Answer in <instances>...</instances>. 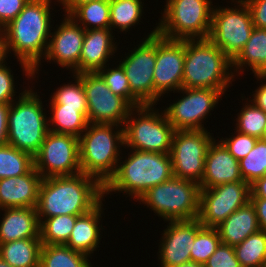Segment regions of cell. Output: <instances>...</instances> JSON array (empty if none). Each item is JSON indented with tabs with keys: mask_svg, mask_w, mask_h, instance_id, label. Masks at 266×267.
<instances>
[{
	"mask_svg": "<svg viewBox=\"0 0 266 267\" xmlns=\"http://www.w3.org/2000/svg\"><path fill=\"white\" fill-rule=\"evenodd\" d=\"M231 69L232 60L209 38L185 40V62L181 88L226 91L235 76Z\"/></svg>",
	"mask_w": 266,
	"mask_h": 267,
	"instance_id": "cell-4",
	"label": "cell"
},
{
	"mask_svg": "<svg viewBox=\"0 0 266 267\" xmlns=\"http://www.w3.org/2000/svg\"><path fill=\"white\" fill-rule=\"evenodd\" d=\"M62 23L52 32L45 54V61L57 62L74 72L79 66L85 29L65 14Z\"/></svg>",
	"mask_w": 266,
	"mask_h": 267,
	"instance_id": "cell-18",
	"label": "cell"
},
{
	"mask_svg": "<svg viewBox=\"0 0 266 267\" xmlns=\"http://www.w3.org/2000/svg\"><path fill=\"white\" fill-rule=\"evenodd\" d=\"M204 267H241L233 246L220 243Z\"/></svg>",
	"mask_w": 266,
	"mask_h": 267,
	"instance_id": "cell-41",
	"label": "cell"
},
{
	"mask_svg": "<svg viewBox=\"0 0 266 267\" xmlns=\"http://www.w3.org/2000/svg\"><path fill=\"white\" fill-rule=\"evenodd\" d=\"M155 28L143 42L120 61L129 81L131 94L142 105H154V67L156 63Z\"/></svg>",
	"mask_w": 266,
	"mask_h": 267,
	"instance_id": "cell-16",
	"label": "cell"
},
{
	"mask_svg": "<svg viewBox=\"0 0 266 267\" xmlns=\"http://www.w3.org/2000/svg\"><path fill=\"white\" fill-rule=\"evenodd\" d=\"M236 118V130L261 139L266 127V113L254 103H246Z\"/></svg>",
	"mask_w": 266,
	"mask_h": 267,
	"instance_id": "cell-38",
	"label": "cell"
},
{
	"mask_svg": "<svg viewBox=\"0 0 266 267\" xmlns=\"http://www.w3.org/2000/svg\"><path fill=\"white\" fill-rule=\"evenodd\" d=\"M236 2L239 7L213 8L208 37L231 60L243 49L254 29L251 13L245 1Z\"/></svg>",
	"mask_w": 266,
	"mask_h": 267,
	"instance_id": "cell-10",
	"label": "cell"
},
{
	"mask_svg": "<svg viewBox=\"0 0 266 267\" xmlns=\"http://www.w3.org/2000/svg\"><path fill=\"white\" fill-rule=\"evenodd\" d=\"M261 139L266 141V127L264 129V132H263V135H262Z\"/></svg>",
	"mask_w": 266,
	"mask_h": 267,
	"instance_id": "cell-53",
	"label": "cell"
},
{
	"mask_svg": "<svg viewBox=\"0 0 266 267\" xmlns=\"http://www.w3.org/2000/svg\"><path fill=\"white\" fill-rule=\"evenodd\" d=\"M152 107L154 105H142L130 111L123 127L124 146L132 150L169 154L175 130L164 111L159 113Z\"/></svg>",
	"mask_w": 266,
	"mask_h": 267,
	"instance_id": "cell-9",
	"label": "cell"
},
{
	"mask_svg": "<svg viewBox=\"0 0 266 267\" xmlns=\"http://www.w3.org/2000/svg\"><path fill=\"white\" fill-rule=\"evenodd\" d=\"M234 250L241 267H263L266 263V231L251 234L234 246Z\"/></svg>",
	"mask_w": 266,
	"mask_h": 267,
	"instance_id": "cell-33",
	"label": "cell"
},
{
	"mask_svg": "<svg viewBox=\"0 0 266 267\" xmlns=\"http://www.w3.org/2000/svg\"><path fill=\"white\" fill-rule=\"evenodd\" d=\"M10 104L0 103V146L8 143V111Z\"/></svg>",
	"mask_w": 266,
	"mask_h": 267,
	"instance_id": "cell-45",
	"label": "cell"
},
{
	"mask_svg": "<svg viewBox=\"0 0 266 267\" xmlns=\"http://www.w3.org/2000/svg\"><path fill=\"white\" fill-rule=\"evenodd\" d=\"M247 66L254 76L266 75V29L254 27L251 37L232 60V69L236 73L238 71L239 75Z\"/></svg>",
	"mask_w": 266,
	"mask_h": 267,
	"instance_id": "cell-26",
	"label": "cell"
},
{
	"mask_svg": "<svg viewBox=\"0 0 266 267\" xmlns=\"http://www.w3.org/2000/svg\"><path fill=\"white\" fill-rule=\"evenodd\" d=\"M104 196V186L96 178L84 173L42 178L36 206L39 222L58 215L86 214Z\"/></svg>",
	"mask_w": 266,
	"mask_h": 267,
	"instance_id": "cell-2",
	"label": "cell"
},
{
	"mask_svg": "<svg viewBox=\"0 0 266 267\" xmlns=\"http://www.w3.org/2000/svg\"><path fill=\"white\" fill-rule=\"evenodd\" d=\"M68 15L85 30L110 29V0L81 3Z\"/></svg>",
	"mask_w": 266,
	"mask_h": 267,
	"instance_id": "cell-28",
	"label": "cell"
},
{
	"mask_svg": "<svg viewBox=\"0 0 266 267\" xmlns=\"http://www.w3.org/2000/svg\"><path fill=\"white\" fill-rule=\"evenodd\" d=\"M92 0H58L64 6L65 13L67 15L79 4Z\"/></svg>",
	"mask_w": 266,
	"mask_h": 267,
	"instance_id": "cell-50",
	"label": "cell"
},
{
	"mask_svg": "<svg viewBox=\"0 0 266 267\" xmlns=\"http://www.w3.org/2000/svg\"><path fill=\"white\" fill-rule=\"evenodd\" d=\"M40 238L20 239L0 244V257L11 267H40Z\"/></svg>",
	"mask_w": 266,
	"mask_h": 267,
	"instance_id": "cell-27",
	"label": "cell"
},
{
	"mask_svg": "<svg viewBox=\"0 0 266 267\" xmlns=\"http://www.w3.org/2000/svg\"><path fill=\"white\" fill-rule=\"evenodd\" d=\"M243 180L239 161L228 151L224 144L215 139L210 143L204 165L200 189H209L224 183Z\"/></svg>",
	"mask_w": 266,
	"mask_h": 267,
	"instance_id": "cell-20",
	"label": "cell"
},
{
	"mask_svg": "<svg viewBox=\"0 0 266 267\" xmlns=\"http://www.w3.org/2000/svg\"><path fill=\"white\" fill-rule=\"evenodd\" d=\"M143 12L141 0H110V29L127 31L138 24ZM113 29H112V28Z\"/></svg>",
	"mask_w": 266,
	"mask_h": 267,
	"instance_id": "cell-34",
	"label": "cell"
},
{
	"mask_svg": "<svg viewBox=\"0 0 266 267\" xmlns=\"http://www.w3.org/2000/svg\"><path fill=\"white\" fill-rule=\"evenodd\" d=\"M18 96L8 111V144L34 157L49 132L48 117L37 92L28 88Z\"/></svg>",
	"mask_w": 266,
	"mask_h": 267,
	"instance_id": "cell-6",
	"label": "cell"
},
{
	"mask_svg": "<svg viewBox=\"0 0 266 267\" xmlns=\"http://www.w3.org/2000/svg\"><path fill=\"white\" fill-rule=\"evenodd\" d=\"M106 67L107 66L99 70L97 73L105 81L110 91L117 96L125 98L133 107L142 106V104L131 94L129 81L121 64L119 63V65L113 69H107Z\"/></svg>",
	"mask_w": 266,
	"mask_h": 267,
	"instance_id": "cell-39",
	"label": "cell"
},
{
	"mask_svg": "<svg viewBox=\"0 0 266 267\" xmlns=\"http://www.w3.org/2000/svg\"><path fill=\"white\" fill-rule=\"evenodd\" d=\"M250 198L266 199V175L250 185Z\"/></svg>",
	"mask_w": 266,
	"mask_h": 267,
	"instance_id": "cell-48",
	"label": "cell"
},
{
	"mask_svg": "<svg viewBox=\"0 0 266 267\" xmlns=\"http://www.w3.org/2000/svg\"><path fill=\"white\" fill-rule=\"evenodd\" d=\"M257 80H266V75H255ZM251 102L257 107L261 108L266 113V82L260 84V86L254 91Z\"/></svg>",
	"mask_w": 266,
	"mask_h": 267,
	"instance_id": "cell-46",
	"label": "cell"
},
{
	"mask_svg": "<svg viewBox=\"0 0 266 267\" xmlns=\"http://www.w3.org/2000/svg\"><path fill=\"white\" fill-rule=\"evenodd\" d=\"M8 47H7V41H6V35L4 27H0V64L6 62V58L9 56L7 55Z\"/></svg>",
	"mask_w": 266,
	"mask_h": 267,
	"instance_id": "cell-49",
	"label": "cell"
},
{
	"mask_svg": "<svg viewBox=\"0 0 266 267\" xmlns=\"http://www.w3.org/2000/svg\"><path fill=\"white\" fill-rule=\"evenodd\" d=\"M75 76V77H74ZM74 84H65L53 93L50 104H62L64 107L78 108L87 119V99L81 79L73 74Z\"/></svg>",
	"mask_w": 266,
	"mask_h": 267,
	"instance_id": "cell-37",
	"label": "cell"
},
{
	"mask_svg": "<svg viewBox=\"0 0 266 267\" xmlns=\"http://www.w3.org/2000/svg\"><path fill=\"white\" fill-rule=\"evenodd\" d=\"M0 267H11V266L0 257Z\"/></svg>",
	"mask_w": 266,
	"mask_h": 267,
	"instance_id": "cell-52",
	"label": "cell"
},
{
	"mask_svg": "<svg viewBox=\"0 0 266 267\" xmlns=\"http://www.w3.org/2000/svg\"><path fill=\"white\" fill-rule=\"evenodd\" d=\"M222 137L220 141L228 151L238 160L243 159L255 146L258 138L240 133L236 130V135L230 138Z\"/></svg>",
	"mask_w": 266,
	"mask_h": 267,
	"instance_id": "cell-40",
	"label": "cell"
},
{
	"mask_svg": "<svg viewBox=\"0 0 266 267\" xmlns=\"http://www.w3.org/2000/svg\"><path fill=\"white\" fill-rule=\"evenodd\" d=\"M221 240L214 227L202 226L197 219V234L190 252L191 262L205 264L208 258L216 251Z\"/></svg>",
	"mask_w": 266,
	"mask_h": 267,
	"instance_id": "cell-35",
	"label": "cell"
},
{
	"mask_svg": "<svg viewBox=\"0 0 266 267\" xmlns=\"http://www.w3.org/2000/svg\"><path fill=\"white\" fill-rule=\"evenodd\" d=\"M84 132L79 137L81 173L96 178L104 186L122 159L120 146L124 147L123 126L88 123Z\"/></svg>",
	"mask_w": 266,
	"mask_h": 267,
	"instance_id": "cell-5",
	"label": "cell"
},
{
	"mask_svg": "<svg viewBox=\"0 0 266 267\" xmlns=\"http://www.w3.org/2000/svg\"><path fill=\"white\" fill-rule=\"evenodd\" d=\"M102 204L101 201L94 209L77 217L75 226L66 243L67 247L87 256H90L99 247L102 225L101 227L98 225H100L99 220L102 218Z\"/></svg>",
	"mask_w": 266,
	"mask_h": 267,
	"instance_id": "cell-25",
	"label": "cell"
},
{
	"mask_svg": "<svg viewBox=\"0 0 266 267\" xmlns=\"http://www.w3.org/2000/svg\"><path fill=\"white\" fill-rule=\"evenodd\" d=\"M0 222V244L7 242L40 238V222L36 208H4Z\"/></svg>",
	"mask_w": 266,
	"mask_h": 267,
	"instance_id": "cell-23",
	"label": "cell"
},
{
	"mask_svg": "<svg viewBox=\"0 0 266 267\" xmlns=\"http://www.w3.org/2000/svg\"><path fill=\"white\" fill-rule=\"evenodd\" d=\"M185 62V40L167 39L156 33V63L154 67V105L168 91L182 87Z\"/></svg>",
	"mask_w": 266,
	"mask_h": 267,
	"instance_id": "cell-17",
	"label": "cell"
},
{
	"mask_svg": "<svg viewBox=\"0 0 266 267\" xmlns=\"http://www.w3.org/2000/svg\"><path fill=\"white\" fill-rule=\"evenodd\" d=\"M112 32L111 29L98 28L85 30L79 66L73 72L74 75L98 72L107 66L108 59L117 50Z\"/></svg>",
	"mask_w": 266,
	"mask_h": 267,
	"instance_id": "cell-21",
	"label": "cell"
},
{
	"mask_svg": "<svg viewBox=\"0 0 266 267\" xmlns=\"http://www.w3.org/2000/svg\"><path fill=\"white\" fill-rule=\"evenodd\" d=\"M181 99L166 107L164 114L174 130H205L203 123L226 91L206 88H181ZM185 94V95H184ZM204 119V120H203Z\"/></svg>",
	"mask_w": 266,
	"mask_h": 267,
	"instance_id": "cell-14",
	"label": "cell"
},
{
	"mask_svg": "<svg viewBox=\"0 0 266 267\" xmlns=\"http://www.w3.org/2000/svg\"><path fill=\"white\" fill-rule=\"evenodd\" d=\"M175 267H204V265L196 262H187Z\"/></svg>",
	"mask_w": 266,
	"mask_h": 267,
	"instance_id": "cell-51",
	"label": "cell"
},
{
	"mask_svg": "<svg viewBox=\"0 0 266 267\" xmlns=\"http://www.w3.org/2000/svg\"><path fill=\"white\" fill-rule=\"evenodd\" d=\"M200 190L197 182L173 176L148 189L138 201L166 222L193 220L199 215Z\"/></svg>",
	"mask_w": 266,
	"mask_h": 267,
	"instance_id": "cell-7",
	"label": "cell"
},
{
	"mask_svg": "<svg viewBox=\"0 0 266 267\" xmlns=\"http://www.w3.org/2000/svg\"><path fill=\"white\" fill-rule=\"evenodd\" d=\"M162 233L157 253L161 267H175L191 262V249L197 234V219L169 221Z\"/></svg>",
	"mask_w": 266,
	"mask_h": 267,
	"instance_id": "cell-19",
	"label": "cell"
},
{
	"mask_svg": "<svg viewBox=\"0 0 266 267\" xmlns=\"http://www.w3.org/2000/svg\"><path fill=\"white\" fill-rule=\"evenodd\" d=\"M205 130H177L174 131L170 158L173 176L201 182L207 149L214 139Z\"/></svg>",
	"mask_w": 266,
	"mask_h": 267,
	"instance_id": "cell-12",
	"label": "cell"
},
{
	"mask_svg": "<svg viewBox=\"0 0 266 267\" xmlns=\"http://www.w3.org/2000/svg\"><path fill=\"white\" fill-rule=\"evenodd\" d=\"M5 64V62L0 64V103L11 104L16 100L14 98L16 92L14 89V74Z\"/></svg>",
	"mask_w": 266,
	"mask_h": 267,
	"instance_id": "cell-42",
	"label": "cell"
},
{
	"mask_svg": "<svg viewBox=\"0 0 266 267\" xmlns=\"http://www.w3.org/2000/svg\"><path fill=\"white\" fill-rule=\"evenodd\" d=\"M78 216L80 215H58L43 219L40 222L42 244L66 245Z\"/></svg>",
	"mask_w": 266,
	"mask_h": 267,
	"instance_id": "cell-32",
	"label": "cell"
},
{
	"mask_svg": "<svg viewBox=\"0 0 266 267\" xmlns=\"http://www.w3.org/2000/svg\"><path fill=\"white\" fill-rule=\"evenodd\" d=\"M253 204L260 230L266 231V199L264 198H250Z\"/></svg>",
	"mask_w": 266,
	"mask_h": 267,
	"instance_id": "cell-47",
	"label": "cell"
},
{
	"mask_svg": "<svg viewBox=\"0 0 266 267\" xmlns=\"http://www.w3.org/2000/svg\"><path fill=\"white\" fill-rule=\"evenodd\" d=\"M51 119L49 131L59 134H70L80 137L88 125L87 119L78 111V108L64 107L62 104H50ZM55 127V128H54Z\"/></svg>",
	"mask_w": 266,
	"mask_h": 267,
	"instance_id": "cell-29",
	"label": "cell"
},
{
	"mask_svg": "<svg viewBox=\"0 0 266 267\" xmlns=\"http://www.w3.org/2000/svg\"><path fill=\"white\" fill-rule=\"evenodd\" d=\"M29 0H0V27H5L23 10Z\"/></svg>",
	"mask_w": 266,
	"mask_h": 267,
	"instance_id": "cell-43",
	"label": "cell"
},
{
	"mask_svg": "<svg viewBox=\"0 0 266 267\" xmlns=\"http://www.w3.org/2000/svg\"><path fill=\"white\" fill-rule=\"evenodd\" d=\"M88 258L66 245L42 244L40 267H92Z\"/></svg>",
	"mask_w": 266,
	"mask_h": 267,
	"instance_id": "cell-30",
	"label": "cell"
},
{
	"mask_svg": "<svg viewBox=\"0 0 266 267\" xmlns=\"http://www.w3.org/2000/svg\"><path fill=\"white\" fill-rule=\"evenodd\" d=\"M130 152L104 185V194L123 191L138 200L148 189L173 177L169 154L139 150Z\"/></svg>",
	"mask_w": 266,
	"mask_h": 267,
	"instance_id": "cell-3",
	"label": "cell"
},
{
	"mask_svg": "<svg viewBox=\"0 0 266 267\" xmlns=\"http://www.w3.org/2000/svg\"><path fill=\"white\" fill-rule=\"evenodd\" d=\"M34 168L42 178L80 174L79 138L49 131L34 156Z\"/></svg>",
	"mask_w": 266,
	"mask_h": 267,
	"instance_id": "cell-11",
	"label": "cell"
},
{
	"mask_svg": "<svg viewBox=\"0 0 266 267\" xmlns=\"http://www.w3.org/2000/svg\"><path fill=\"white\" fill-rule=\"evenodd\" d=\"M157 33L167 39L208 38L211 30V0H167ZM212 6V7H211Z\"/></svg>",
	"mask_w": 266,
	"mask_h": 267,
	"instance_id": "cell-8",
	"label": "cell"
},
{
	"mask_svg": "<svg viewBox=\"0 0 266 267\" xmlns=\"http://www.w3.org/2000/svg\"><path fill=\"white\" fill-rule=\"evenodd\" d=\"M248 6L254 27L266 29V0H244Z\"/></svg>",
	"mask_w": 266,
	"mask_h": 267,
	"instance_id": "cell-44",
	"label": "cell"
},
{
	"mask_svg": "<svg viewBox=\"0 0 266 267\" xmlns=\"http://www.w3.org/2000/svg\"><path fill=\"white\" fill-rule=\"evenodd\" d=\"M51 0H29L5 27L8 52H14L27 78H35L51 35ZM58 2V0L56 1ZM44 55V56H43ZM35 76V77H34Z\"/></svg>",
	"mask_w": 266,
	"mask_h": 267,
	"instance_id": "cell-1",
	"label": "cell"
},
{
	"mask_svg": "<svg viewBox=\"0 0 266 267\" xmlns=\"http://www.w3.org/2000/svg\"><path fill=\"white\" fill-rule=\"evenodd\" d=\"M250 193V185L244 180L201 189L197 219L202 226L215 228L249 202Z\"/></svg>",
	"mask_w": 266,
	"mask_h": 267,
	"instance_id": "cell-15",
	"label": "cell"
},
{
	"mask_svg": "<svg viewBox=\"0 0 266 267\" xmlns=\"http://www.w3.org/2000/svg\"><path fill=\"white\" fill-rule=\"evenodd\" d=\"M215 228L221 243L233 247L260 230L256 210L251 201L241 206Z\"/></svg>",
	"mask_w": 266,
	"mask_h": 267,
	"instance_id": "cell-24",
	"label": "cell"
},
{
	"mask_svg": "<svg viewBox=\"0 0 266 267\" xmlns=\"http://www.w3.org/2000/svg\"><path fill=\"white\" fill-rule=\"evenodd\" d=\"M76 75L81 79L86 94L88 123L124 126L134 107L125 98L112 93L97 72Z\"/></svg>",
	"mask_w": 266,
	"mask_h": 267,
	"instance_id": "cell-13",
	"label": "cell"
},
{
	"mask_svg": "<svg viewBox=\"0 0 266 267\" xmlns=\"http://www.w3.org/2000/svg\"><path fill=\"white\" fill-rule=\"evenodd\" d=\"M240 173L249 185L266 175V141L258 139L254 148L239 161Z\"/></svg>",
	"mask_w": 266,
	"mask_h": 267,
	"instance_id": "cell-36",
	"label": "cell"
},
{
	"mask_svg": "<svg viewBox=\"0 0 266 267\" xmlns=\"http://www.w3.org/2000/svg\"><path fill=\"white\" fill-rule=\"evenodd\" d=\"M34 168V157L10 144L0 146V179L25 175Z\"/></svg>",
	"mask_w": 266,
	"mask_h": 267,
	"instance_id": "cell-31",
	"label": "cell"
},
{
	"mask_svg": "<svg viewBox=\"0 0 266 267\" xmlns=\"http://www.w3.org/2000/svg\"><path fill=\"white\" fill-rule=\"evenodd\" d=\"M41 181L35 168L25 175L0 179V209L36 208Z\"/></svg>",
	"mask_w": 266,
	"mask_h": 267,
	"instance_id": "cell-22",
	"label": "cell"
}]
</instances>
